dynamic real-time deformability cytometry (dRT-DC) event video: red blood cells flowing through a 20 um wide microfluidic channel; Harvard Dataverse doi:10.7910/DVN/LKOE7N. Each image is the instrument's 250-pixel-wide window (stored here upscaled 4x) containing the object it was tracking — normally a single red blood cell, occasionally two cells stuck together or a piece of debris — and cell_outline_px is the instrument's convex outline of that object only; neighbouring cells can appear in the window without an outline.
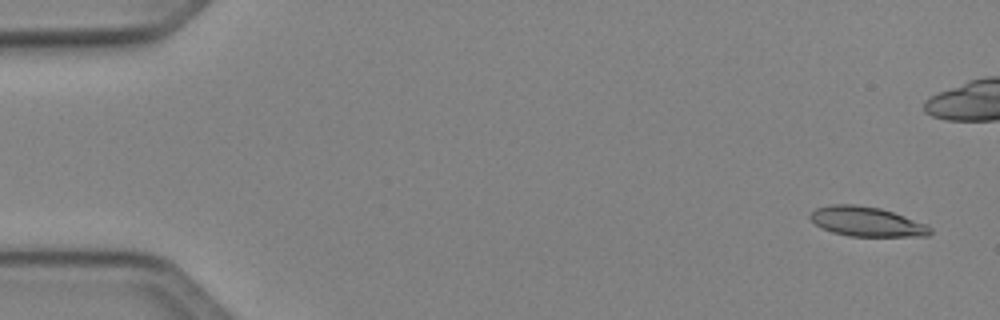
{"species": "Egyptian fruit bat (a non-hibernating species)", "species_latin": "Rousettus aegyptiacus", "temperature_condition": "cold", "stored_images_in_passage": 10, "camera_frame_rate_fps": 3000, "um_per_image_px": 0.085, "animal": {"sex": "female"}, "frame": {"image": 1, "passage_image": 1, "time_ms": 0.0, "image_size_px": [1000, 320], "cell_outline_px": [[932, 232], [928, 236], [848, 236], [832, 232], [820, 228], [808, 216], [816, 208], [832, 204], [856, 204], [880, 208], [928, 224], [932, 228]], "centroid_in_image_um": [73.67, 18.84], "position_along_channel_um": 11.3, "area_um2": 20.81}}